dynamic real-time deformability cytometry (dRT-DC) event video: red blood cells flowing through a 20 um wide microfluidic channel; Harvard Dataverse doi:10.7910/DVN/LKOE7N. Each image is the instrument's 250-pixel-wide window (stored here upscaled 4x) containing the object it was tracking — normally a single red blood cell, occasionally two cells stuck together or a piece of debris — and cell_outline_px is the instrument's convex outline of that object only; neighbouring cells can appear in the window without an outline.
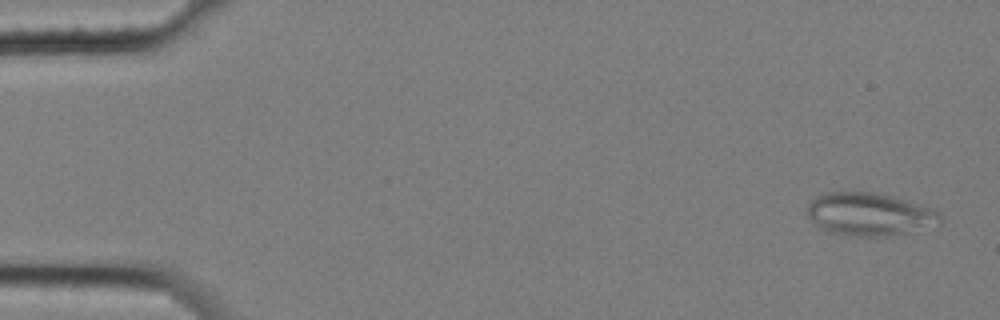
{"species": "common noctule bat (a hibernating species)", "species_latin": "Nyctalus noctula", "temperature_condition": "cold", "stored_images_in_passage": 6, "camera_frame_rate_fps": 3000, "um_per_image_px": 0.085, "animal": {"sex": "female", "body_mass_g": 25.1}, "frame": {"image": 1, "passage_image": 1, "time_ms": 0.0, "image_size_px": [1000, 320], "cell_outline_px": [[940, 224], [904, 232], [884, 236], [852, 236], [828, 232], [820, 228], [808, 216], [808, 204], [816, 196], [828, 192], [872, 192], [892, 196], [932, 208], [940, 212]], "centroid_in_image_um": [73.88, 18.2], "position_along_channel_um": 11.1, "area_um2": 32.83}}